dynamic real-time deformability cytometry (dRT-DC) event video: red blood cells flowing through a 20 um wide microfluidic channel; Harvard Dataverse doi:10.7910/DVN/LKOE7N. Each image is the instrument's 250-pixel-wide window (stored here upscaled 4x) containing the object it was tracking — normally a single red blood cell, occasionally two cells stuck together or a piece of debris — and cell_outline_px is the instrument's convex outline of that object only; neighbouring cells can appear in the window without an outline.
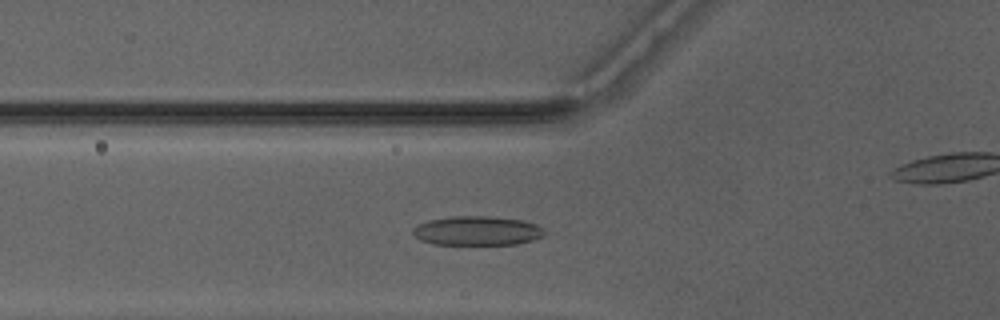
{"species": "Egyptian fruit bat (a non-hibernating species)", "species_latin": "Rousettus aegyptiacus", "temperature_condition": "warm", "stored_images_in_passage": 51, "camera_frame_rate_fps": 3000, "um_per_image_px": 0.085, "animal": {"sex": "male"}, "frame": {"image": 1, "passage_image": 19, "time_ms": 6.0, "image_size_px": [1000, 320], "cell_outline_px": [[544, 236], [532, 240], [516, 244], [432, 244], [420, 240], [412, 232], [412, 228], [428, 220], [456, 216], [488, 216], [524, 220], [536, 224], [544, 228]], "centroid_in_image_um": [40.58, 19.61], "position_along_channel_um": 85.2, "area_um2": 22.37}}
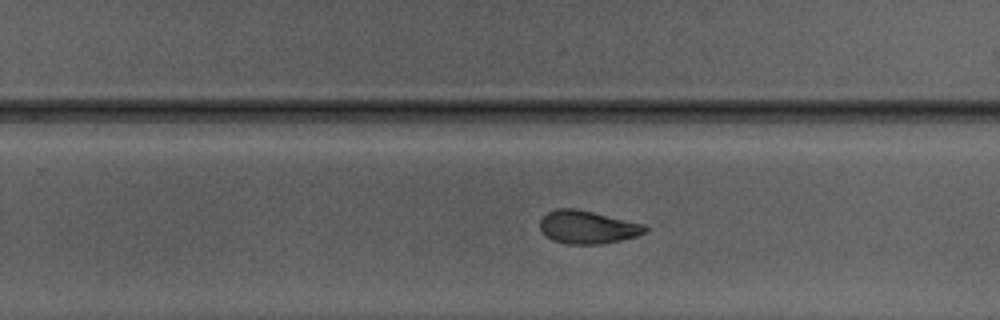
{"frame": {"image": 2, "passage_image": 33, "time_ms": 10.667, "image_size_px": [1000, 320], "cell_outline_px": [[648, 232], [636, 236], [620, 240], [600, 244], [564, 244], [552, 240], [540, 228], [540, 220], [548, 212], [556, 208], [576, 208], [644, 224], [648, 228]], "centroid_in_image_um": [49.95, 19.31], "position_along_channel_um": 279.9, "area_um2": 20.17}}
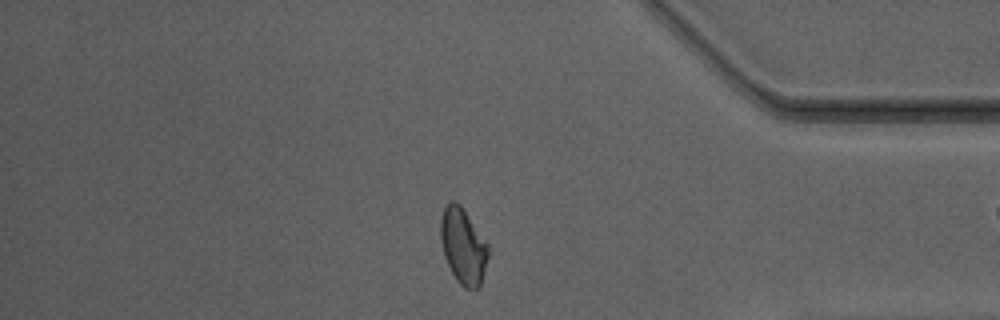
{"frame": {"image": 3, "passage_image": 43, "time_ms": 14.0, "image_size_px": [1000, 320], "cell_outline_px": [[488, 256], [480, 284], [476, 288], [464, 288], [456, 280], [444, 256], [440, 240], [440, 216], [444, 208], [452, 200], [460, 204], [488, 244]], "centroid_in_image_um": [39.34, 20.9], "position_along_channel_um": 395.9, "area_um2": 20.75}}